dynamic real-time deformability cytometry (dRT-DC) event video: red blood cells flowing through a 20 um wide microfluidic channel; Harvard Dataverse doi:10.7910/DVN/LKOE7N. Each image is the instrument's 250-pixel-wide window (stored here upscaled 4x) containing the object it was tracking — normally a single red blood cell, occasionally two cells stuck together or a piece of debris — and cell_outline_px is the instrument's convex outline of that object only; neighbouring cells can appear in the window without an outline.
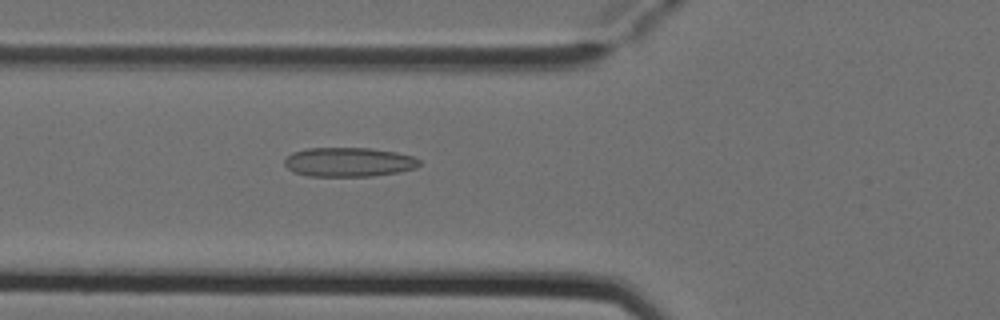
{"species": "Egyptian fruit bat (a non-hibernating species)", "species_latin": "Rousettus aegyptiacus", "temperature_condition": "cold", "stored_images_in_passage": 5, "camera_frame_rate_fps": 3000, "um_per_image_px": 0.085, "animal": {"sex": "female"}, "frame": {"image": 1, "passage_image": 5, "time_ms": 1.333, "image_size_px": [1000, 320], "cell_outline_px": [[420, 164], [416, 168], [400, 172], [372, 176], [308, 176], [292, 172], [284, 164], [284, 160], [292, 152], [308, 148], [368, 148], [396, 152], [412, 156], [420, 160]], "centroid_in_image_um": [29.64, 13.78], "position_along_channel_um": 96.2, "area_um2": 23.06}}